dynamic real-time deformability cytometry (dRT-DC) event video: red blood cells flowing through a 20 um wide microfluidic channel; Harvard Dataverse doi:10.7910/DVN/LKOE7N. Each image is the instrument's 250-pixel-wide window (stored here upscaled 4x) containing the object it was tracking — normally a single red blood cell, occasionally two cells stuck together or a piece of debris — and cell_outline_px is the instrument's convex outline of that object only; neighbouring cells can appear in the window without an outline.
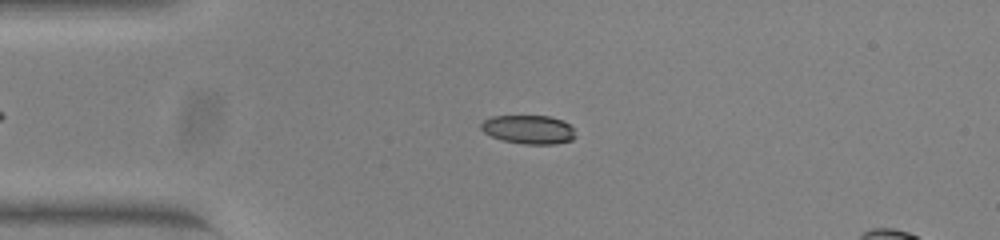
{"species": "common noctule bat (a hibernating species)", "species_latin": "Nyctalus noctula", "temperature_condition": "warm", "stored_images_in_passage": 43, "camera_frame_rate_fps": 3000, "um_per_image_px": 0.085, "animal": {"sex": "female", "body_mass_g": 23.0, "forearm_length_mm": 53.4}, "frame": {"image": 1, "passage_image": 12, "time_ms": 3.667, "image_size_px": [1000, 240], "cell_outline_px": [[576, 136], [572, 140], [556, 144], [524, 144], [504, 140], [492, 136], [484, 132], [480, 128], [480, 124], [484, 120], [492, 116], [552, 116], [568, 124], [572, 128]], "centroid_in_image_um": [44.93, 11.01], "position_along_channel_um": 40.1, "area_um2": 15.72}}
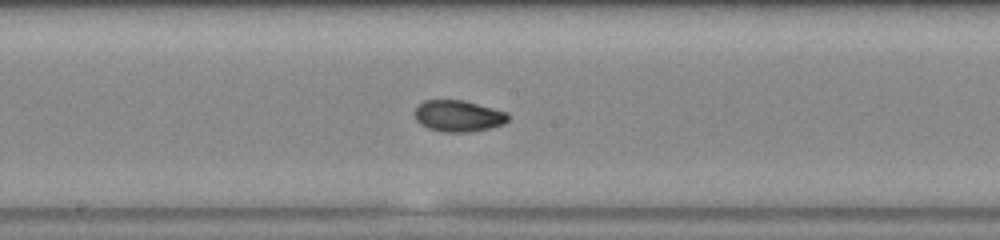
{"frame": {"image": 2, "passage_image": 27, "time_ms": 8.667, "image_size_px": [1000, 240], "cell_outline_px": [[508, 120], [504, 124], [488, 128], [468, 132], [444, 132], [428, 128], [420, 124], [416, 120], [412, 112], [416, 104], [424, 100], [464, 100], [508, 112]], "centroid_in_image_um": [38.9, 9.84], "position_along_channel_um": 209.3, "area_um2": 17.34}}
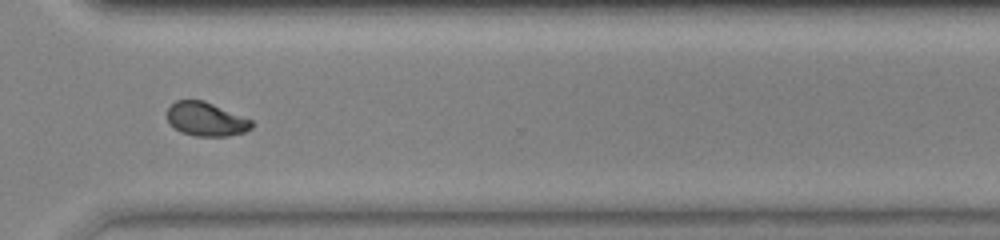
{"frame": {"image": 3, "passage_image": 38, "time_ms": 12.333, "image_size_px": [1000, 240], "cell_outline_px": [[252, 128], [244, 132], [228, 136], [196, 136], [180, 132], [168, 120], [168, 108], [176, 100], [204, 100], [252, 120]], "centroid_in_image_um": [17.52, 10.13], "position_along_channel_um": 353.1, "area_um2": 16.47}, "authors_computed_cell_mechanics": {"area_um2": 16.7042, "velocity_mm_per_s": 3.9185, "shape_relaxation_time_tau1_ms": null, "shape_relaxation_time_tau2_ms": 1.0557, "deformation_change_tau1": null, "deformation_change_tau2": 0.045}}